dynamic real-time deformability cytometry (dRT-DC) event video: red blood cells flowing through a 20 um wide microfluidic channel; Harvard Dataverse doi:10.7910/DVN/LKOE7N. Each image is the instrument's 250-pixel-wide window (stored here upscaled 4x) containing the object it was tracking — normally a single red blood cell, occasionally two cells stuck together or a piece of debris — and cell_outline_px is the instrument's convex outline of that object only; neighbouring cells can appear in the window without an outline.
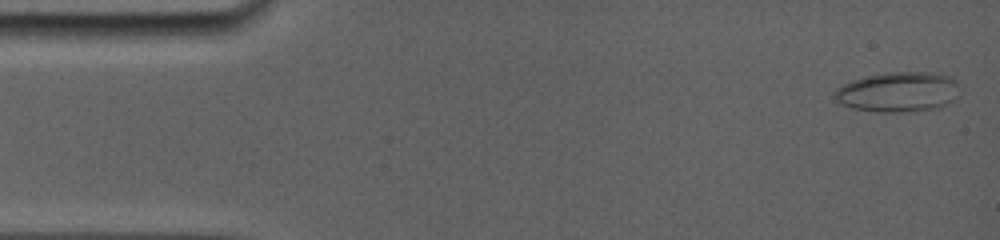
{"species": "common noctule bat (a hibernating species)", "species_latin": "Nyctalus noctula", "temperature_condition": "room temperature", "stored_images_in_passage": 30, "camera_frame_rate_fps": 5000, "um_per_image_px": 0.085, "animal": {"sex": "female", "body_mass_g": 19.0, "forearm_length_mm": 56.7}, "frame": {"image": 1, "passage_image": 2, "time_ms": 0.2, "image_size_px": [1000, 240], "cell_outline_px": [[960, 96], [956, 100], [940, 108], [904, 112], [876, 112], [852, 108], [840, 104], [832, 100], [832, 92], [836, 88], [852, 80], [868, 76], [892, 72], [928, 72], [948, 76], [956, 80]], "centroid_in_image_um": [76.33, 7.84], "position_along_channel_um": 8.7, "area_um2": 29.65}}
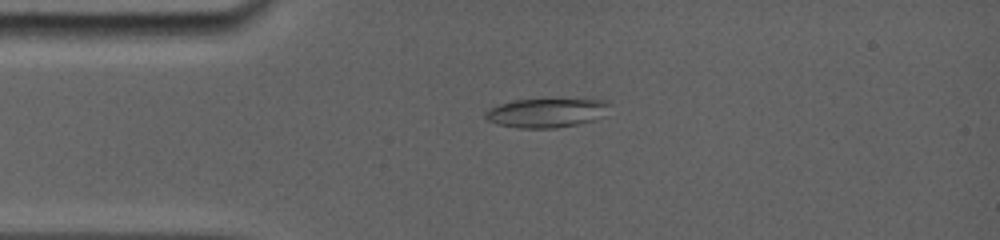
{"frame": {"image": 2, "passage_image": 23, "time_ms": 3.4, "image_size_px": [1000, 240], "cell_outline_px": [[608, 104], [592, 120], [576, 124], [552, 128], [516, 128], [496, 124], [488, 120], [484, 116], [484, 112], [488, 108], [500, 104], [516, 100], [604, 100]], "centroid_in_image_um": [46.25, 9.61], "position_along_channel_um": 38.7, "area_um2": 20.17}}